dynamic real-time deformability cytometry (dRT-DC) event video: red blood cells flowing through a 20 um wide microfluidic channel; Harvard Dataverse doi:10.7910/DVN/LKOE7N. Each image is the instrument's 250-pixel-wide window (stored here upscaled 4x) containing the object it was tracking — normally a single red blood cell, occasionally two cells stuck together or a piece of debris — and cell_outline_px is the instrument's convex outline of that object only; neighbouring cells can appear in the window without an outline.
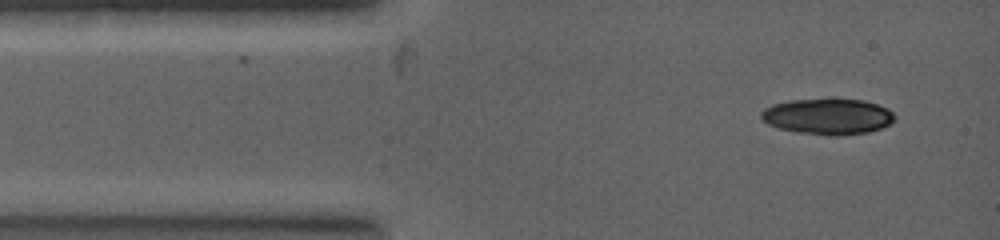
{"species": "common noctule bat (a hibernating species)", "species_latin": "Nyctalus noctula", "temperature_condition": "warm", "stored_images_in_passage": 3, "camera_frame_rate_fps": 5000, "um_per_image_px": 0.085, "animal": {"sex": "female", "body_mass_g": 19.0, "forearm_length_mm": 53.3}, "frame": {"image": 1, "passage_image": 1, "time_ms": 0.0, "image_size_px": [1000, 240], "cell_outline_px": [[896, 120], [880, 128], [868, 132], [844, 136], [832, 136], [796, 132], [780, 128], [768, 124], [760, 120], [760, 112], [764, 108], [772, 104], [792, 100], [864, 100], [888, 108], [896, 116]], "centroid_in_image_um": [70.35, 9.92], "position_along_channel_um": 14.6, "area_um2": 27.92}}